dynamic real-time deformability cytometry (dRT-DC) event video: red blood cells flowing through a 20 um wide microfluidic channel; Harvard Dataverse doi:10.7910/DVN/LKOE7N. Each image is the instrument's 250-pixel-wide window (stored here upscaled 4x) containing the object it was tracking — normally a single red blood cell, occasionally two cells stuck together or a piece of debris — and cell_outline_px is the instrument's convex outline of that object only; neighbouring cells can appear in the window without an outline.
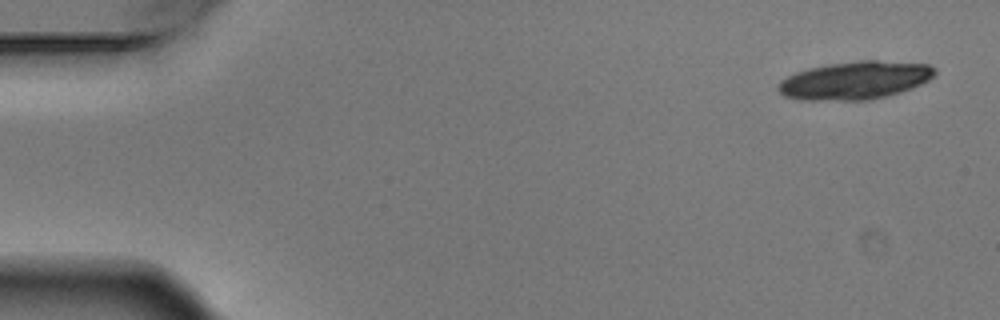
{"species": "Egyptian fruit bat (a non-hibernating species)", "species_latin": "Rousettus aegyptiacus", "temperature_condition": "warm", "stored_images_in_passage": 5, "camera_frame_rate_fps": 3000, "um_per_image_px": 0.085, "animal": {"sex": "male"}, "frame": {"image": 1, "passage_image": 1, "time_ms": 0.0, "image_size_px": [1000, 320], "cell_outline_px": [[936, 72], [928, 80], [912, 88], [888, 96], [872, 100], [800, 100], [784, 96], [776, 88], [780, 80], [796, 72], [808, 68], [828, 64], [860, 60], [876, 60], [928, 64], [936, 68]], "centroid_in_image_um": [72.66, 6.83], "position_along_channel_um": 12.3, "area_um2": 34.85}}
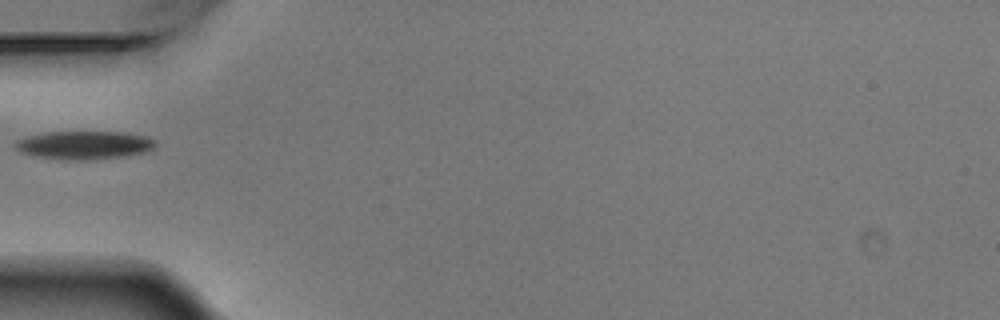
{"frame": {"image": 2, "passage_image": 5, "time_ms": 1.333, "image_size_px": [1000, 320], "cell_outline_px": [[156, 144], [152, 148], [144, 152], [120, 156], [80, 160], [40, 156], [20, 152], [12, 144], [16, 140], [28, 136], [44, 132], [120, 132], [148, 136], [156, 140]], "centroid_in_image_um": [7.15, 12.3], "position_along_channel_um": 77.9, "area_um2": 22.6}}